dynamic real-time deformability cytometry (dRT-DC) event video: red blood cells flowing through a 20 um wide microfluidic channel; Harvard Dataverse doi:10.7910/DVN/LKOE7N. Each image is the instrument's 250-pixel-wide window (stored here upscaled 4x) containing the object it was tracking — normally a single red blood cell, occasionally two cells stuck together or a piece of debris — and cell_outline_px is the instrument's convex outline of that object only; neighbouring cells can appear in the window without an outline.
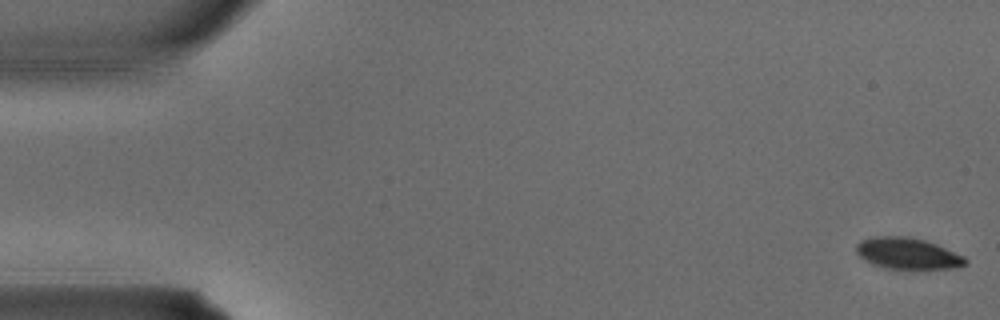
{"species": "common noctule bat (a hibernating species)", "species_latin": "Nyctalus noctula", "temperature_condition": "warm", "stored_images_in_passage": 4, "segment_of_instrument_passage": [1, 2], "camera_frame_rate_fps": 3000, "um_per_image_px": 0.085, "animal": {"sex": "male", "body_mass_g": 15.6}, "frame": {"image": 1, "passage_image": 1, "time_ms": 0.0, "image_size_px": [1000, 320], "cell_outline_px": [[968, 264], [956, 268], [884, 268], [872, 264], [860, 256], [856, 252], [856, 244], [860, 240], [872, 236], [908, 236], [924, 240], [936, 244], [964, 256], [968, 260]], "centroid_in_image_um": [77.14, 21.53], "position_along_channel_um": 7.9, "area_um2": 19.88}}